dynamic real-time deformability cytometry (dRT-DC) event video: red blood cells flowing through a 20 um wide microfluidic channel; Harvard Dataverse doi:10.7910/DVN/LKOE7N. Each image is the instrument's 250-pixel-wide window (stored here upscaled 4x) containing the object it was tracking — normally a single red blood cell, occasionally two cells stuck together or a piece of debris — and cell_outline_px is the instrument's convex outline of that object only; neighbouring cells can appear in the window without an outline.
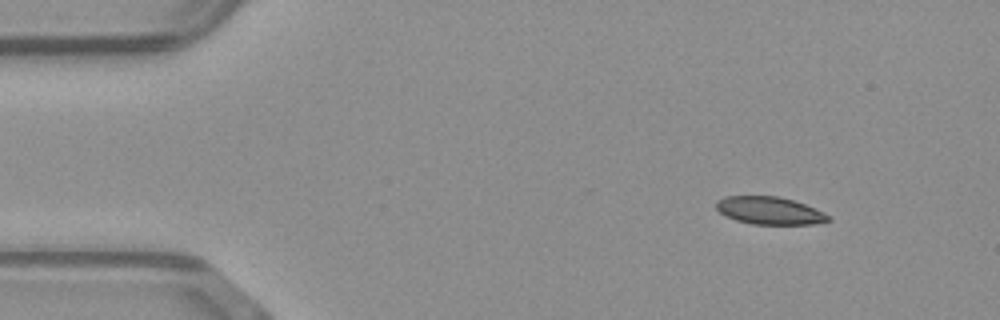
{"species": "common noctule bat (a hibernating species)", "species_latin": "Nyctalus noctula", "temperature_condition": "warm", "stored_images_in_passage": 3, "camera_frame_rate_fps": 3000, "um_per_image_px": 0.085, "animal": {"sex": "male", "body_mass_g": 23.1, "forearm_length_mm": 52.7}, "frame": {"image": 1, "passage_image": 1, "time_ms": 0.0, "image_size_px": [1000, 320], "cell_outline_px": [[832, 220], [812, 224], [752, 224], [736, 220], [720, 212], [716, 208], [716, 200], [724, 196], [776, 196], [792, 200], [804, 204], [824, 212], [832, 216]], "centroid_in_image_um": [65.42, 17.9], "position_along_channel_um": 19.6, "area_um2": 17.98}}